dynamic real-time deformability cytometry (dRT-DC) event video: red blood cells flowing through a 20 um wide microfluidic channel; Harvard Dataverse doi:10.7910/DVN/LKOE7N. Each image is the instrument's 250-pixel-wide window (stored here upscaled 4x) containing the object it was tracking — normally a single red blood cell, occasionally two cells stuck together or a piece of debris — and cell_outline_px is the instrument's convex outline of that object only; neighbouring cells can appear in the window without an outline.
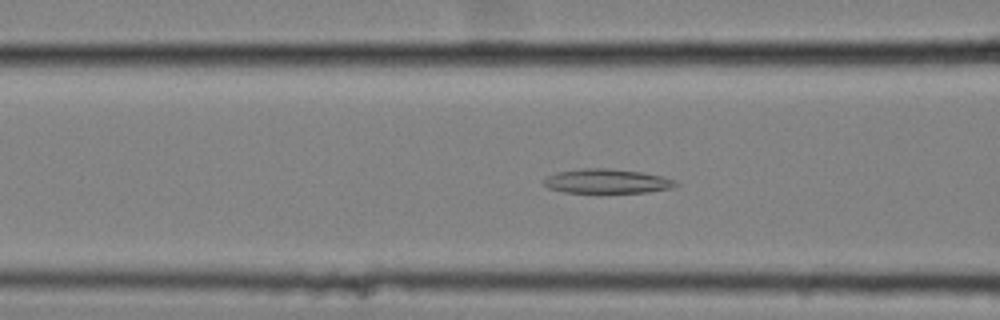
{"species": "common noctule bat (a hibernating species)", "species_latin": "Nyctalus noctula", "temperature_condition": "cold", "stored_images_in_passage": 45, "camera_frame_rate_fps": 3000, "um_per_image_px": 0.085, "animal": {"sex": "female", "body_mass_g": 25.1}, "frame": {"image": 1, "passage_image": 11, "time_ms": 3.333, "image_size_px": [1000, 320], "cell_outline_px": [[680, 184], [672, 188], [648, 192], [564, 192], [548, 188], [540, 180], [556, 172], [584, 168], [608, 168], [640, 172], [664, 176], [676, 180]], "centroid_in_image_um": [51.6, 15.39], "position_along_channel_um": 115.0, "area_um2": 18.79}}
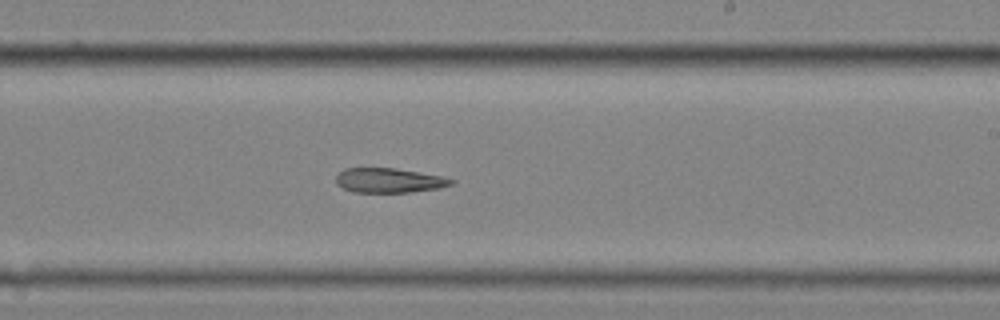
{"frame": {"image": 2, "passage_image": 23, "time_ms": 7.333, "image_size_px": [1000, 320], "cell_outline_px": [[456, 180], [452, 184], [440, 188], [412, 192], [352, 192], [336, 184], [336, 176], [344, 168], [396, 168], [440, 176]], "centroid_in_image_um": [33.06, 15.33], "position_along_channel_um": 255.9, "area_um2": 16.47}}
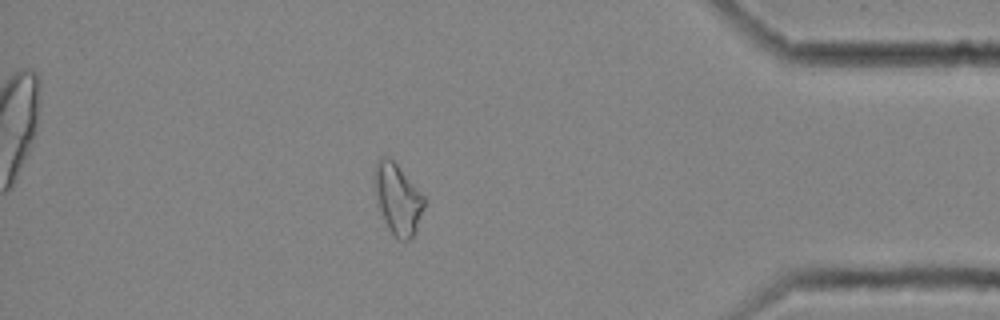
{"frame": {"image": 3, "passage_image": 38, "time_ms": 12.333, "image_size_px": [1000, 320], "cell_outline_px": [[424, 208], [416, 232], [412, 240], [400, 240], [388, 228], [384, 220], [372, 184], [372, 172], [376, 160], [380, 156], [388, 156], [396, 164], [424, 196]], "centroid_in_image_um": [33.77, 16.88], "position_along_channel_um": 401.4, "area_um2": 20.58}}